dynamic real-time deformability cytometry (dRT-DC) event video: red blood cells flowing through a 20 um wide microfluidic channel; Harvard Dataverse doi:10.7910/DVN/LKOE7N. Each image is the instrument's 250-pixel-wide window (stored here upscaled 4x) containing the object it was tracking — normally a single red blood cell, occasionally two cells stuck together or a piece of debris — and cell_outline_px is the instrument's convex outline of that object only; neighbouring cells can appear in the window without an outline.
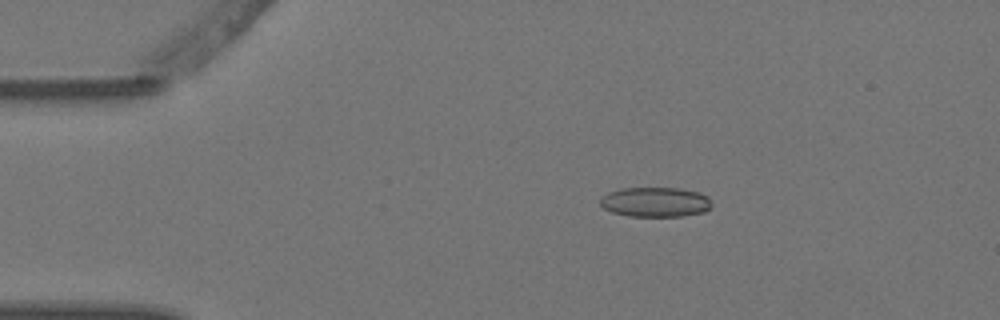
{"species": "Egyptian fruit bat (a non-hibernating species)", "species_latin": "Rousettus aegyptiacus", "temperature_condition": "warm", "stored_images_in_passage": 4, "camera_frame_rate_fps": 3000, "um_per_image_px": 0.085, "animal": {"sex": "female"}, "frame": {"image": 1, "passage_image": 3, "time_ms": 0.667, "image_size_px": [1000, 320], "cell_outline_px": [[712, 204], [704, 212], [684, 216], [628, 216], [612, 212], [604, 208], [600, 204], [600, 196], [608, 192], [620, 188], [680, 188], [700, 192], [708, 196]], "centroid_in_image_um": [55.69, 17.16], "position_along_channel_um": 29.3, "area_um2": 19.54}}